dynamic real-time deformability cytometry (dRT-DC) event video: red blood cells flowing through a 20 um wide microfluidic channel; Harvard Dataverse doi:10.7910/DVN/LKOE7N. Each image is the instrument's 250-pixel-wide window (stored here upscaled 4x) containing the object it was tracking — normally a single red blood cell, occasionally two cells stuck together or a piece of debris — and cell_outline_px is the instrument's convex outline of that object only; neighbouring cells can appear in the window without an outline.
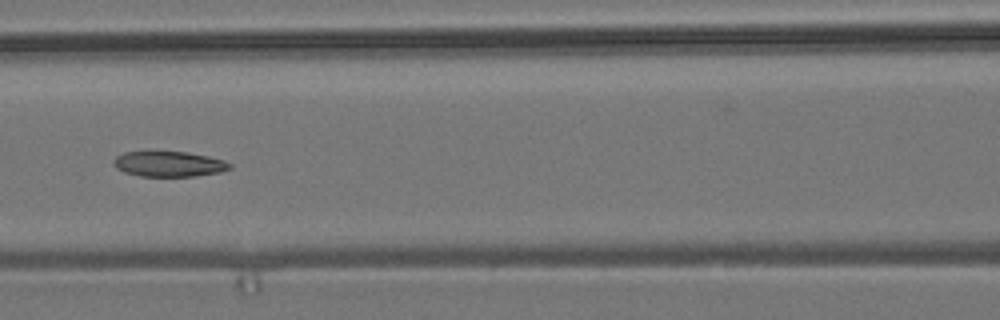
{"species": "common noctule bat (a hibernating species)", "species_latin": "Nyctalus noctula", "temperature_condition": "room temperature", "stored_images_in_passage": 4, "camera_frame_rate_fps": 3000, "um_per_image_px": 0.085, "animal": {"sex": "male", "body_mass_g": 19.2, "forearm_length_mm": 51.8}, "frame": {"image": 1, "passage_image": 3, "time_ms": 2.333, "image_size_px": [1000, 320], "cell_outline_px": [[232, 168], [220, 172], [196, 176], [140, 176], [124, 172], [116, 168], [112, 164], [112, 160], [116, 156], [124, 152], [188, 152], [208, 156], [224, 160], [232, 164]], "centroid_in_image_um": [14.36, 13.94], "position_along_channel_um": 152.2, "area_um2": 17.22}}
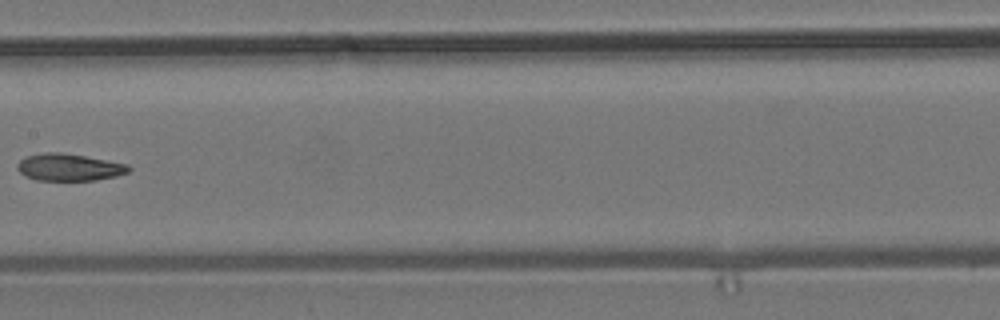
{"frame": {"image": 2, "passage_image": 4, "time_ms": 3.667, "image_size_px": [1000, 320], "cell_outline_px": [[132, 168], [128, 172], [116, 176], [96, 180], [36, 180], [24, 176], [20, 172], [20, 160], [28, 156], [44, 152], [60, 152], [84, 156], [128, 164]], "centroid_in_image_um": [5.91, 14.22], "position_along_channel_um": 201.5, "area_um2": 17.34}}